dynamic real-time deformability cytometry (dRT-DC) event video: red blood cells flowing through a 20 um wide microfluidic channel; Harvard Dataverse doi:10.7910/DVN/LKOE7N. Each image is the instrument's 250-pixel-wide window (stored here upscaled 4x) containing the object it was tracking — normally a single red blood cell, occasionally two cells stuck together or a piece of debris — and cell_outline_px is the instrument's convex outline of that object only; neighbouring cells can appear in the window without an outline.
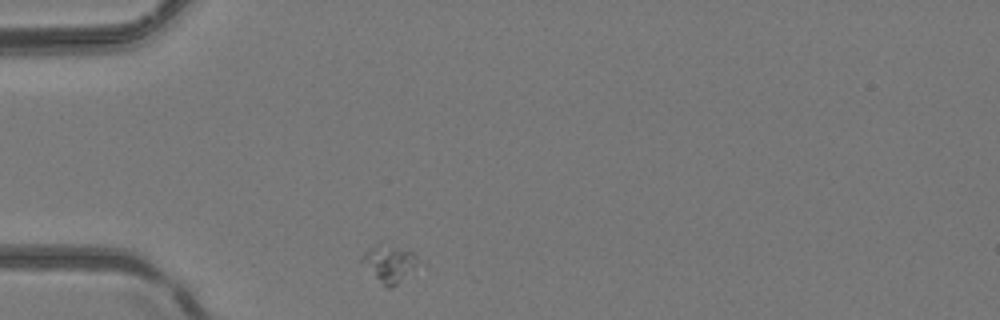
{"species": "common noctule bat (a hibernating species)", "species_latin": "Nyctalus noctula", "temperature_condition": "room temperature", "stored_images_in_passage": 10, "camera_frame_rate_fps": 3000, "um_per_image_px": 0.085, "animal": {"sex": "female", "body_mass_g": 24.6, "forearm_length_mm": 56.2}, "frame": {"image": 1, "passage_image": 1, "time_ms": 0.0, "image_size_px": [1000, 320], "cell_outline_px": [[416, 260], [412, 268], [392, 288], [384, 288], [360, 260], [360, 256], [368, 248], [380, 240], [412, 252], [416, 256]], "centroid_in_image_um": [32.97, 22.34], "position_along_channel_um": 52.0, "area_um2": 12.02}}
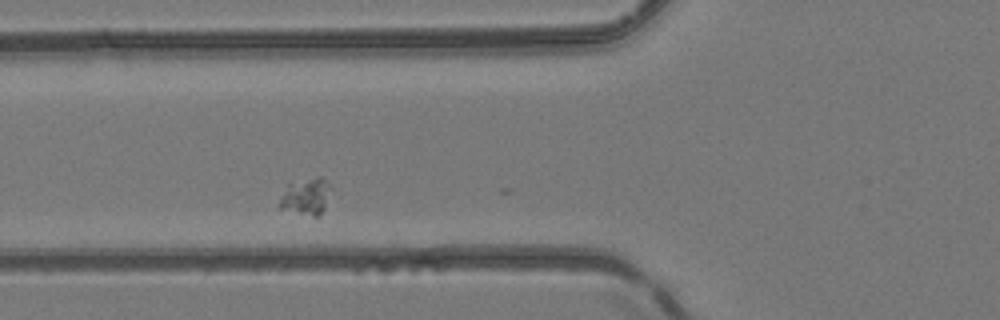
{"frame": {"image": 2, "passage_image": 6, "time_ms": 1.667, "image_size_px": [1000, 320], "cell_outline_px": [[332, 188], [324, 208], [316, 216], [312, 216], [280, 208], [276, 204], [288, 184], [316, 176], [320, 176]], "centroid_in_image_um": [25.99, 16.69], "position_along_channel_um": 99.8, "area_um2": 10.81}}
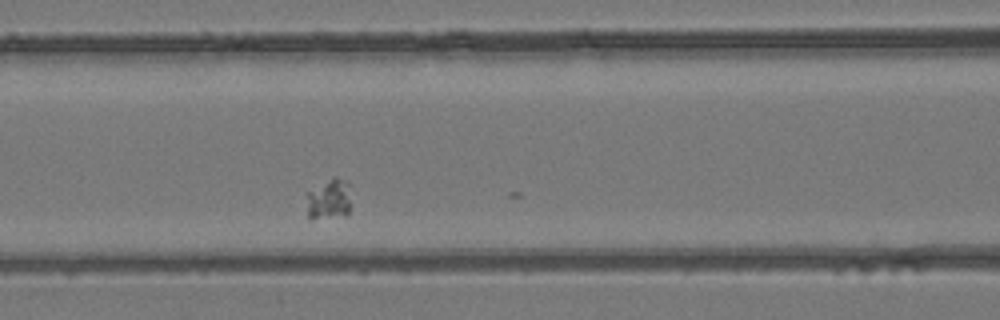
{"frame": {"image": 3, "passage_image": 9, "time_ms": 2.667, "image_size_px": [1000, 320], "cell_outline_px": [[348, 216], [312, 220], [308, 220], [308, 192], [332, 176], [336, 176], [348, 180]], "centroid_in_image_um": [27.96, 16.96], "position_along_channel_um": 138.6, "area_um2": 10.64}}